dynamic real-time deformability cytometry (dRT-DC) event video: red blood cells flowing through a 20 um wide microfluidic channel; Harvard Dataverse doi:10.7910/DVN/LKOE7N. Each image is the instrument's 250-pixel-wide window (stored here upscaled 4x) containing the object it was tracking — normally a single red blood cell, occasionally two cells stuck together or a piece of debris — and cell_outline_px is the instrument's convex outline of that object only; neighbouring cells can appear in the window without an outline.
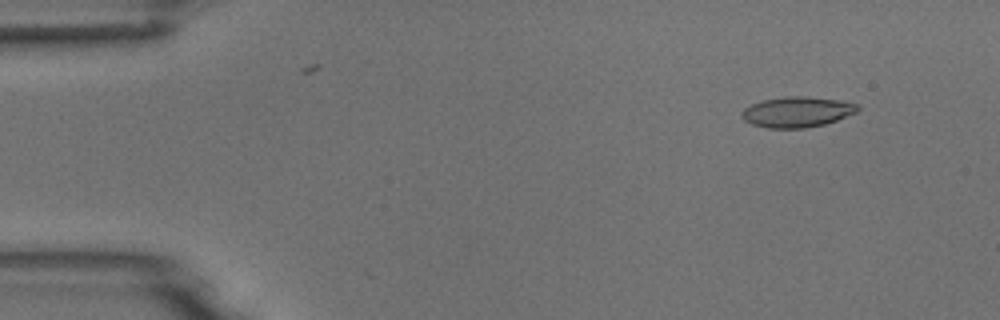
{"species": "common noctule bat (a hibernating species)", "species_latin": "Nyctalus noctula", "temperature_condition": "room temperature", "stored_images_in_passage": 54, "camera_frame_rate_fps": 3000, "um_per_image_px": 0.085, "animal": {"sex": "male", "body_mass_g": 18.8}, "frame": {"image": 1, "passage_image": 5, "time_ms": 1.333, "image_size_px": [1000, 320], "cell_outline_px": [[860, 108], [856, 112], [836, 120], [824, 124], [804, 128], [768, 128], [752, 124], [744, 120], [740, 116], [740, 112], [744, 108], [752, 104], [764, 100], [784, 96], [804, 96], [840, 100], [856, 104]], "centroid_in_image_um": [67.71, 9.51], "position_along_channel_um": 17.3, "area_um2": 20.52}}
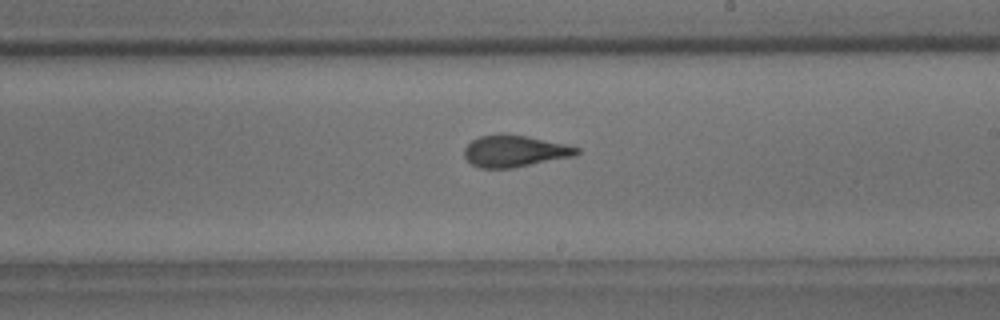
{"frame": {"image": 2, "passage_image": 31, "time_ms": 10.0, "image_size_px": [1000, 320], "cell_outline_px": [[580, 152], [576, 156], [512, 168], [480, 168], [472, 164], [464, 156], [464, 148], [472, 140], [480, 136], [500, 132], [504, 132], [528, 136], [564, 144], [580, 148]], "centroid_in_image_um": [43.74, 12.83], "position_along_channel_um": 245.3, "area_um2": 21.04}}
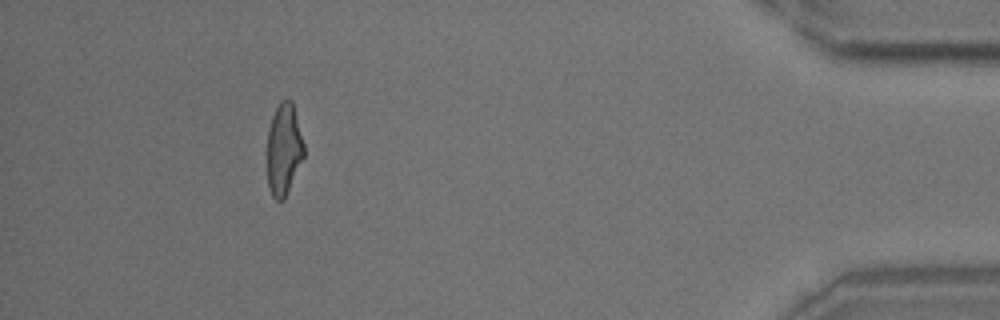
{"frame": {"image": 3, "passage_image": 49, "time_ms": 16.0, "image_size_px": [1000, 320], "cell_outline_px": [[304, 156], [284, 200], [276, 200], [272, 196], [268, 188], [268, 128], [272, 116], [280, 100], [288, 96], [292, 100], [304, 144]], "centroid_in_image_um": [24.13, 12.66], "position_along_channel_um": 411.1, "area_um2": 19.71}, "authors_computed_cell_mechanics": {"area_um2": 20.8369, "velocity_mm_per_s": 3.7323, "shape_relaxation_time_tau1_ms": 8.0637, "shape_relaxation_time_tau2_ms": 1.6128, "deformation_change_tau1": 0.2167, "deformation_change_tau2": 0.0869}}